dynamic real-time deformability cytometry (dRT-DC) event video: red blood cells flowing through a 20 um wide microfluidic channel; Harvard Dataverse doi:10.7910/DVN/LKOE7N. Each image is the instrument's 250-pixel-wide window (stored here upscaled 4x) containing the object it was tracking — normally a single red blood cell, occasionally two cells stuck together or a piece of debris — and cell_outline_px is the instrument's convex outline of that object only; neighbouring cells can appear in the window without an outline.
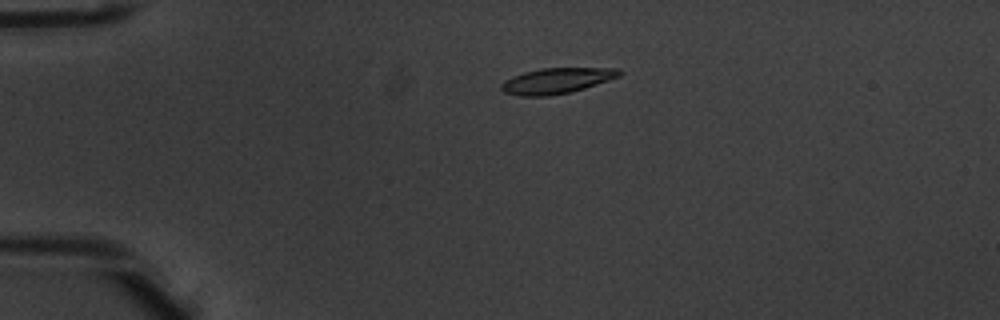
{"species": "common noctule bat (a hibernating species)", "species_latin": "Nyctalus noctula", "temperature_condition": "warm", "stored_images_in_passage": 4, "camera_frame_rate_fps": 3000, "um_per_image_px": 0.085, "animal": {"sex": "male", "body_mass_g": 20.1, "forearm_length_mm": 53.5}, "frame": {"image": 1, "passage_image": 3, "time_ms": 0.667, "image_size_px": [1000, 320], "cell_outline_px": [[624, 72], [620, 76], [584, 88], [568, 92], [548, 96], [524, 96], [504, 92], [500, 88], [500, 84], [504, 80], [512, 76], [524, 72], [540, 68], [616, 68]], "centroid_in_image_um": [47.29, 6.85], "position_along_channel_um": 37.7, "area_um2": 17.51}}